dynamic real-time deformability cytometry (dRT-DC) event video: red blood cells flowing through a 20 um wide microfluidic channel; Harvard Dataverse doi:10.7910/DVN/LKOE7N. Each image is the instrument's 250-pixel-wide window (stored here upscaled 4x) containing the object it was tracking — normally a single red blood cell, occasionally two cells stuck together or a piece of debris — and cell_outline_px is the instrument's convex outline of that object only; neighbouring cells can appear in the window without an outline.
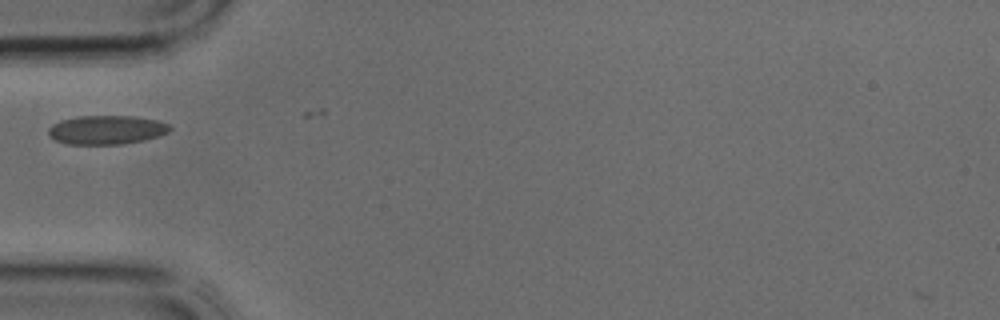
{"species": "common noctule bat (a hibernating species)", "species_latin": "Nyctalus noctula", "temperature_condition": "cold", "stored_images_in_passage": 2, "camera_frame_rate_fps": 3000, "um_per_image_px": 0.085, "animal": {"sex": "male", "body_mass_g": 17.9, "forearm_length_mm": 54.2}, "frame": {"image": 1, "passage_image": 1, "time_ms": 0.0, "image_size_px": [1000, 320], "cell_outline_px": [[172, 128], [168, 132], [160, 136], [144, 140], [124, 144], [64, 144], [48, 136], [48, 128], [52, 124], [60, 120], [76, 116], [132, 116], [156, 120], [168, 124]], "centroid_in_image_um": [9.03, 11.04], "position_along_channel_um": 76.0, "area_um2": 20.63}}